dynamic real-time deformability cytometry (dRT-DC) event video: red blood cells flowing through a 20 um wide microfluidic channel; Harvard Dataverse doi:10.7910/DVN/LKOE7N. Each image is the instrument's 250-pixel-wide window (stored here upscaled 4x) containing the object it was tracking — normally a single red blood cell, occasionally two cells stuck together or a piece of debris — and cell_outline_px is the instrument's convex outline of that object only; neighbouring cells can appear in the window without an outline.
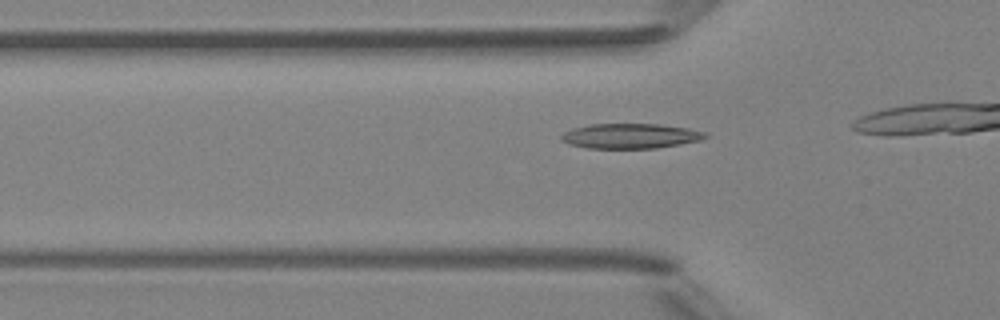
{"species": "Egyptian fruit bat (a non-hibernating species)", "species_latin": "Rousettus aegyptiacus", "temperature_condition": "room temperature", "stored_images_in_passage": 17, "camera_frame_rate_fps": 3000, "um_per_image_px": 0.085, "animal": {"sex": "female"}, "frame": {"image": 1, "passage_image": 12, "time_ms": 3.667, "image_size_px": [1000, 320], "cell_outline_px": [[708, 136], [700, 140], [680, 144], [656, 148], [588, 148], [568, 144], [560, 140], [560, 136], [564, 132], [572, 128], [588, 124], [660, 124], [688, 128], [704, 132]], "centroid_in_image_um": [53.54, 11.55], "position_along_channel_um": 72.3, "area_um2": 20.98}}
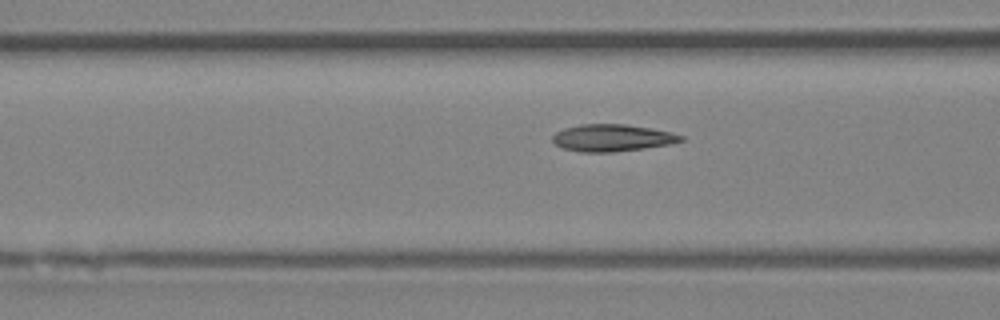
{"frame": {"image": 2, "passage_image": 15, "time_ms": 4.667, "image_size_px": [1000, 320], "cell_outline_px": [[684, 140], [668, 144], [644, 148], [612, 152], [580, 152], [560, 148], [552, 140], [552, 136], [556, 132], [564, 128], [580, 124], [624, 124], [672, 132], [684, 136]], "centroid_in_image_um": [52.0, 11.72], "position_along_channel_um": 114.6, "area_um2": 20.17}}